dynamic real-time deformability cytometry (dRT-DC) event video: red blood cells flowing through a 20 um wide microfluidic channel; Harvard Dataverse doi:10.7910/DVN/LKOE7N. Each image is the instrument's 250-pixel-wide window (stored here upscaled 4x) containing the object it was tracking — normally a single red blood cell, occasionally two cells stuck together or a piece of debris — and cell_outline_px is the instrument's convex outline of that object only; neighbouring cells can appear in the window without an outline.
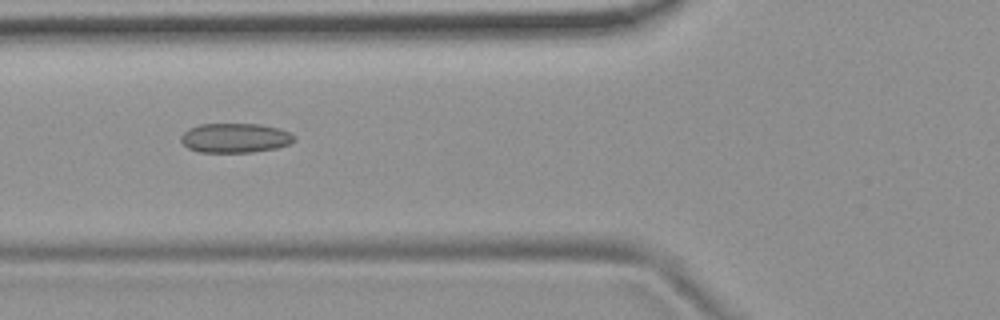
{"species": "common noctule bat (a hibernating species)", "species_latin": "Nyctalus noctula", "temperature_condition": "room temperature", "stored_images_in_passage": 51, "camera_frame_rate_fps": 3000, "um_per_image_px": 0.085, "animal": {"sex": "female", "body_mass_g": 19.9}, "frame": {"image": 1, "passage_image": 20, "time_ms": 6.333, "image_size_px": [1000, 320], "cell_outline_px": [[296, 140], [288, 144], [276, 148], [252, 152], [196, 152], [188, 148], [180, 140], [180, 136], [188, 128], [200, 124], [260, 124], [280, 128], [296, 136]], "centroid_in_image_um": [19.98, 11.72], "position_along_channel_um": 105.8, "area_um2": 19.59}}
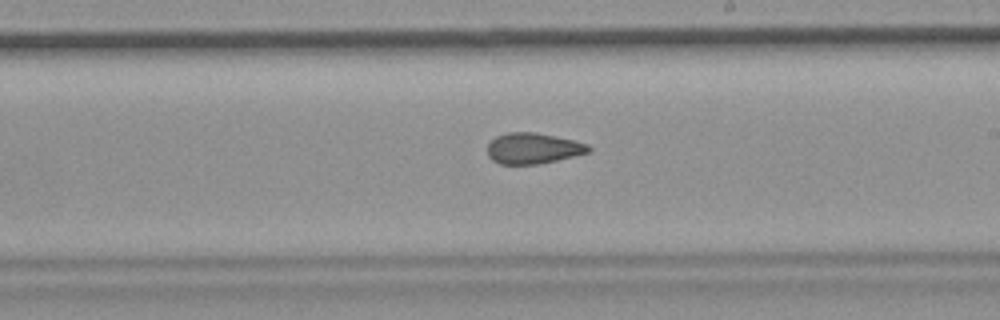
{"frame": {"image": 2, "passage_image": 31, "time_ms": 10.0, "image_size_px": [1000, 320], "cell_outline_px": [[592, 148], [588, 152], [556, 160], [536, 164], [500, 164], [492, 160], [488, 156], [488, 144], [496, 136], [508, 132], [536, 132], [572, 140], [588, 144]], "centroid_in_image_um": [45.28, 12.6], "position_along_channel_um": 243.7, "area_um2": 17.98}}
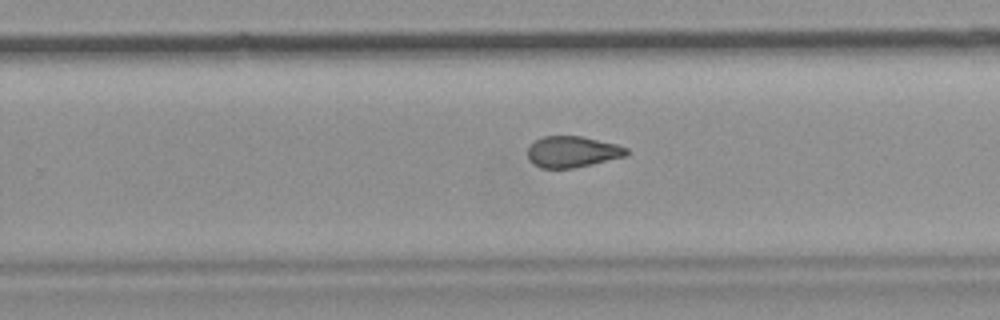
{"frame": {"image": 3, "passage_image": 34, "time_ms": 11.0, "image_size_px": [1000, 320], "cell_outline_px": [[628, 156], [592, 164], [572, 168], [540, 168], [532, 164], [528, 160], [528, 148], [536, 140], [544, 136], [580, 136], [616, 144], [628, 148]], "centroid_in_image_um": [48.65, 12.91], "position_along_channel_um": 281.1, "area_um2": 17.98}, "authors_computed_cell_mechanics": {"area_um2": 19.0162, "velocity_mm_per_s": 3.7677, "shape_relaxation_time_tau1_ms": null, "shape_relaxation_time_tau2_ms": 2.6355, "deformation_change_tau1": null, "deformation_change_tau2": 0.088}}